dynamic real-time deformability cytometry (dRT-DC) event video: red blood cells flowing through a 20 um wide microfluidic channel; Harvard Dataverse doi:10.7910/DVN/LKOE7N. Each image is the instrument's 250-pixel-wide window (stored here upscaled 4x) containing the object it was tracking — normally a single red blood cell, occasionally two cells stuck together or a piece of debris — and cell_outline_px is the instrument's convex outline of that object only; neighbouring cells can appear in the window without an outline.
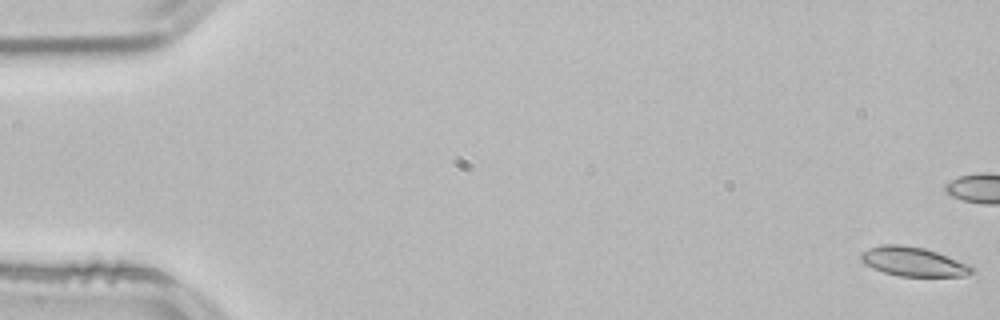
{"species": "common noctule bat (a hibernating species)", "species_latin": "Nyctalus noctula", "temperature_condition": "room temperature", "stored_images_in_passage": 15, "camera_frame_rate_fps": 3000, "um_per_image_px": 0.085, "animal": {"sex": "male", "body_mass_g": 21.5, "forearm_length_mm": 52.0}, "frame": {"image": 1, "passage_image": 1, "time_ms": 0.0, "image_size_px": [1000, 320], "cell_outline_px": [[976, 272], [964, 276], [900, 276], [884, 272], [864, 264], [860, 260], [860, 252], [868, 248], [884, 244], [900, 244], [924, 248], [972, 264], [976, 268]], "centroid_in_image_um": [77.67, 22.24], "position_along_channel_um": 7.3, "area_um2": 19.13}}